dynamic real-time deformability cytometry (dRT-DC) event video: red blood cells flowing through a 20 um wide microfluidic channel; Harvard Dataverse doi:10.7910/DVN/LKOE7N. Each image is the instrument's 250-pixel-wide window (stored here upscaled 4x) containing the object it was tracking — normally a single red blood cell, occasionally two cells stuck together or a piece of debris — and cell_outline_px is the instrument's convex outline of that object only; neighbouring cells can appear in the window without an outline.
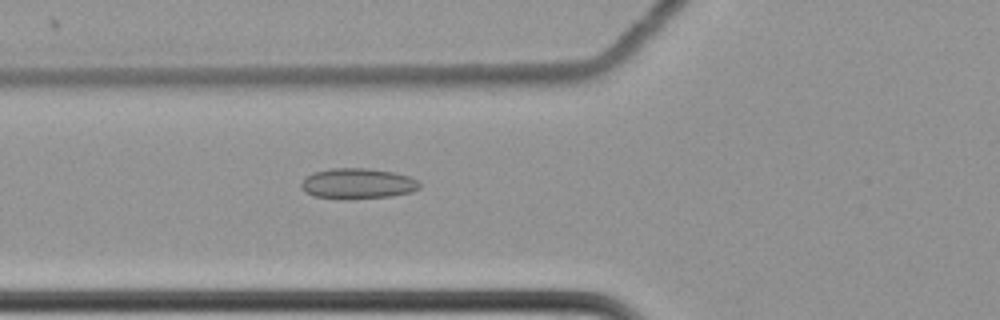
{"species": "common noctule bat (a hibernating species)", "species_latin": "Nyctalus noctula", "temperature_condition": "cold", "stored_images_in_passage": 41, "camera_frame_rate_fps": 3000, "um_per_image_px": 0.085, "animal": {"sex": "female", "body_mass_g": 22.7, "forearm_length_mm": 54.2}, "frame": {"image": 1, "passage_image": 4, "time_ms": 1.0, "image_size_px": [1000, 320], "cell_outline_px": [[420, 188], [412, 192], [392, 196], [348, 200], [344, 200], [312, 196], [304, 192], [300, 188], [300, 184], [304, 176], [312, 172], [332, 168], [368, 168], [392, 172], [408, 176], [420, 180]], "centroid_in_image_um": [30.36, 15.62], "position_along_channel_um": 95.4, "area_um2": 21.68}}
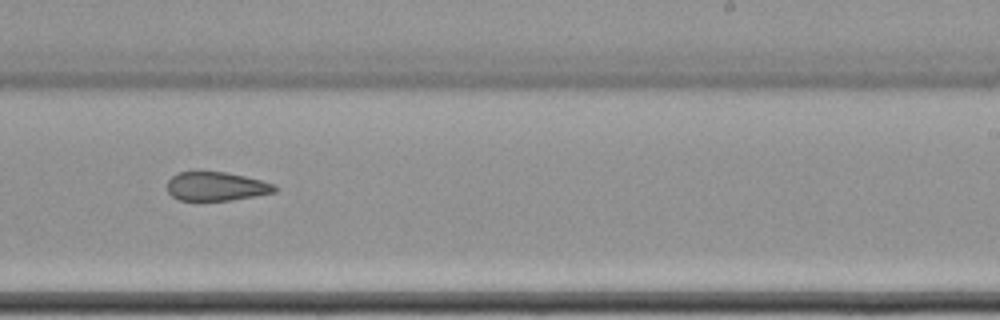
{"frame": {"image": 2, "passage_image": 19, "time_ms": 6.0, "image_size_px": [1000, 320], "cell_outline_px": [[276, 192], [232, 200], [180, 200], [172, 196], [168, 192], [168, 180], [172, 176], [180, 172], [196, 168], [224, 172], [244, 176], [276, 184]], "centroid_in_image_um": [18.34, 15.8], "position_along_channel_um": 270.7, "area_um2": 18.5}}
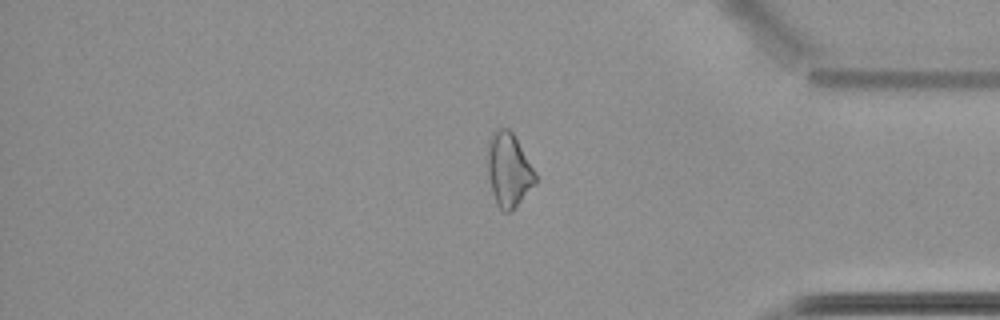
{"frame": {"image": 3, "passage_image": 31, "time_ms": 10.0, "image_size_px": [1000, 320], "cell_outline_px": [[536, 184], [512, 212], [504, 212], [496, 204], [492, 192], [488, 172], [488, 144], [492, 132], [500, 128], [508, 128], [512, 132], [536, 172]], "centroid_in_image_um": [43.25, 14.47], "position_along_channel_um": 391.9, "area_um2": 20.58}, "authors_computed_cell_mechanics": {"area_um2": 19.652, "velocity_mm_per_s": 3.5037, "shape_relaxation_time_tau1_ms": null, "shape_relaxation_time_tau2_ms": 4.6935, "deformation_change_tau1": null, "deformation_change_tau2": 0.1208}}